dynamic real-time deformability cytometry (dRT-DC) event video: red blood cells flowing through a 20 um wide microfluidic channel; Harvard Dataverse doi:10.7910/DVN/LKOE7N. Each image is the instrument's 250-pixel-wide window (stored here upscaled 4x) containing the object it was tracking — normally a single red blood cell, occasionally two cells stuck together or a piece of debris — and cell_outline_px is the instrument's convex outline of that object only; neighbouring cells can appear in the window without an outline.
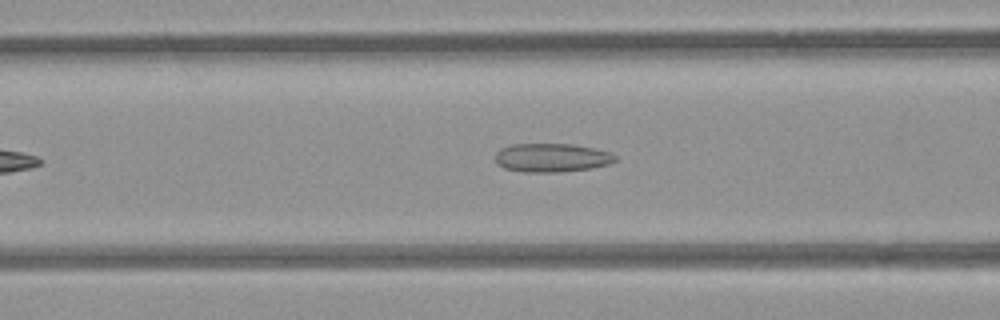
{"species": "common noctule bat (a hibernating species)", "species_latin": "Nyctalus noctula", "temperature_condition": "room temperature", "stored_images_in_passage": 37, "camera_frame_rate_fps": 3000, "um_per_image_px": 0.085, "animal": {"sex": "female", "body_mass_g": 21.9}, "frame": {"image": 1, "passage_image": 11, "time_ms": 3.333, "image_size_px": [1000, 320], "cell_outline_px": [[616, 160], [608, 164], [592, 168], [560, 172], [524, 172], [504, 168], [496, 164], [496, 152], [500, 148], [512, 144], [572, 144], [612, 152], [616, 156]], "centroid_in_image_um": [46.88, 13.4], "position_along_channel_um": 119.7, "area_um2": 20.11}}
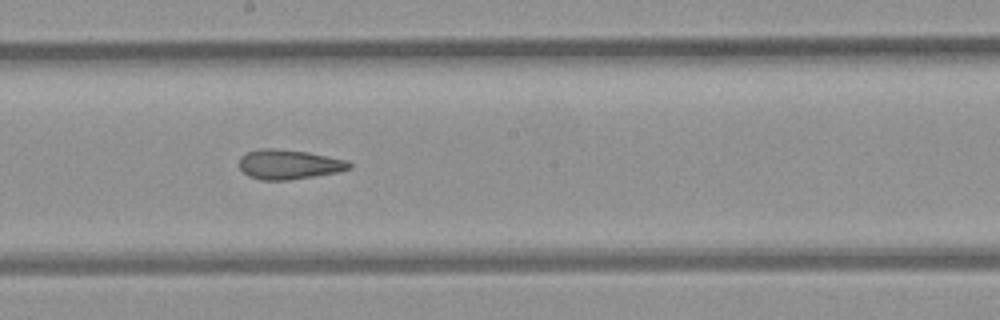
{"frame": {"image": 2, "passage_image": 19, "time_ms": 6.0, "image_size_px": [1000, 320], "cell_outline_px": [[352, 168], [340, 172], [288, 180], [260, 180], [248, 176], [240, 168], [240, 156], [248, 152], [260, 148], [272, 148], [308, 152], [344, 160], [352, 164]], "centroid_in_image_um": [24.55, 13.98], "position_along_channel_um": 223.7, "area_um2": 18.96}}
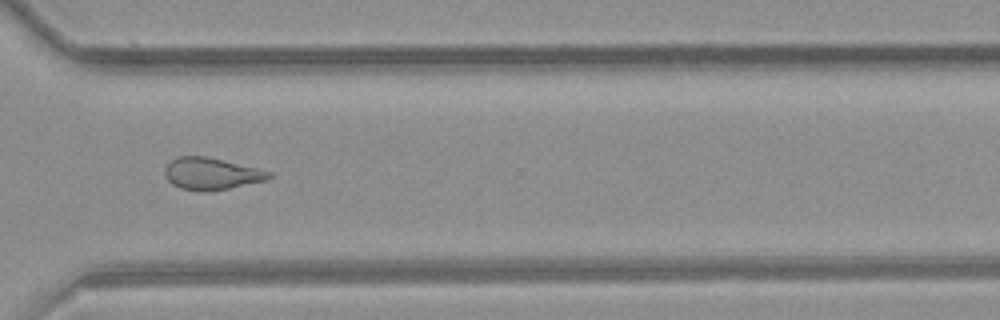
{"frame": {"image": 3, "passage_image": 29, "time_ms": 9.333, "image_size_px": [1000, 320], "cell_outline_px": [[272, 176], [268, 180], [228, 188], [204, 192], [180, 188], [172, 184], [168, 180], [164, 172], [164, 168], [176, 156], [204, 156], [256, 168], [272, 172]], "centroid_in_image_um": [17.95, 14.77], "position_along_channel_um": 352.7, "area_um2": 19.19}, "authors_computed_cell_mechanics": {"area_um2": 19.652, "velocity_mm_per_s": 3.8787, "shape_relaxation_time_tau1_ms": null, "shape_relaxation_time_tau2_ms": 4.0444, "deformation_change_tau1": null, "deformation_change_tau2": 0.1295}}